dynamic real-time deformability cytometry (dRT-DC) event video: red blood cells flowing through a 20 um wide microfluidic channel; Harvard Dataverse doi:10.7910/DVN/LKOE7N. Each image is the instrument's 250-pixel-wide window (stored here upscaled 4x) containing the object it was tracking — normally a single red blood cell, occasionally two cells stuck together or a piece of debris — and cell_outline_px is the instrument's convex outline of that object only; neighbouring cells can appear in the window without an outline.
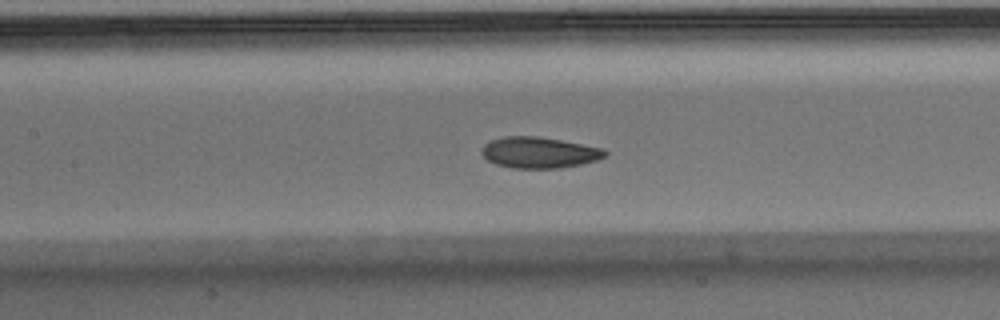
{"species": "Egyptian fruit bat (a non-hibernating species)", "species_latin": "Rousettus aegyptiacus", "temperature_condition": "warm", "stored_images_in_passage": 51, "camera_frame_rate_fps": 3000, "um_per_image_px": 0.085, "animal": {"sex": "male"}, "frame": {"image": 1, "passage_image": 23, "time_ms": 7.333, "image_size_px": [1000, 320], "cell_outline_px": [[608, 152], [604, 156], [596, 160], [580, 164], [560, 168], [512, 168], [496, 164], [488, 160], [480, 152], [480, 148], [484, 144], [492, 140], [504, 136], [536, 136], [560, 140], [604, 148]], "centroid_in_image_um": [45.8, 12.96], "position_along_channel_um": 161.6, "area_um2": 22.25}}
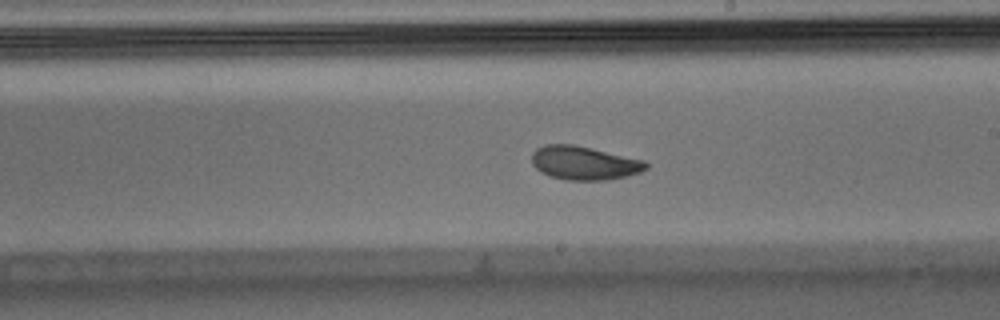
{"frame": {"image": 2, "passage_image": 29, "time_ms": 9.333, "image_size_px": [1000, 320], "cell_outline_px": [[648, 168], [640, 172], [608, 180], [564, 180], [540, 172], [532, 164], [532, 152], [536, 148], [544, 144], [572, 144], [592, 148], [644, 160], [648, 164]], "centroid_in_image_um": [49.63, 13.85], "position_along_channel_um": 239.4, "area_um2": 22.43}}
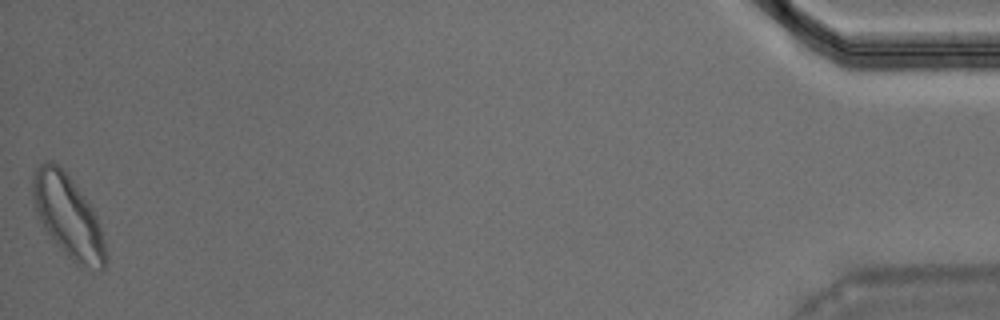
{"frame": {"image": 3, "passage_image": 51, "time_ms": 16.667, "image_size_px": [1000, 320], "cell_outline_px": [[108, 260], [104, 268], [100, 272], [76, 264], [64, 252], [48, 232], [32, 204], [32, 176], [36, 168], [44, 160], [52, 160], [72, 180], [88, 200], [96, 216], [104, 240], [108, 256]], "centroid_in_image_um": [5.81, 18.4], "position_along_channel_um": 429.4, "area_um2": 34.85}, "authors_computed_cell_mechanics": {"area_um2": 22.4264, "velocity_mm_per_s": 3.894, "shape_relaxation_time_tau1_ms": 2.6322, "shape_relaxation_time_tau2_ms": 3.2839, "deformation_change_tau1": 0.1092, "deformation_change_tau2": 0.0838}}